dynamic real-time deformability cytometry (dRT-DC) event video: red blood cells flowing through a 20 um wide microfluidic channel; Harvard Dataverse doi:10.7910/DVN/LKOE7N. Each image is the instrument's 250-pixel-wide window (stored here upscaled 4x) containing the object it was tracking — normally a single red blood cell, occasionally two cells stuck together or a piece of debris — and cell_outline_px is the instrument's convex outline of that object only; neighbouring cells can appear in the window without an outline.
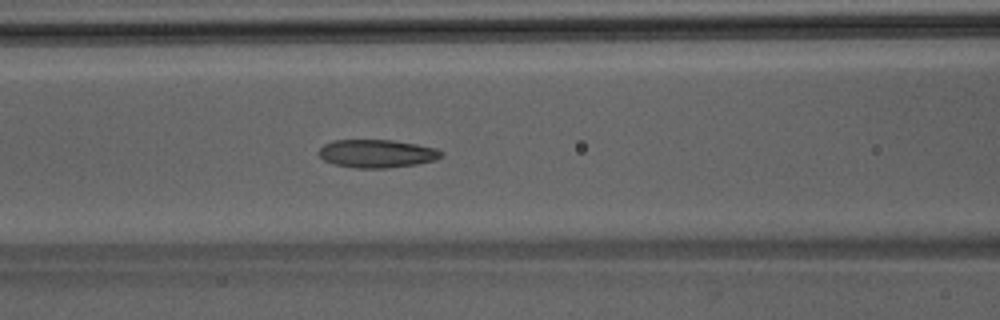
{"species": "Egyptian fruit bat (a non-hibernating species)", "species_latin": "Rousettus aegyptiacus", "temperature_condition": "room temperature", "stored_images_in_passage": 42, "segment_of_instrument_passage": [1, 2], "camera_frame_rate_fps": 3000, "um_per_image_px": 0.085, "animal": {"sex": "male"}, "frame": {"image": 1, "passage_image": 13, "time_ms": 4.0, "image_size_px": [1000, 320], "cell_outline_px": [[444, 156], [436, 160], [416, 164], [388, 168], [356, 168], [332, 164], [324, 160], [316, 152], [324, 144], [332, 140], [392, 140], [416, 144], [436, 148], [444, 152]], "centroid_in_image_um": [32.03, 13.05], "position_along_channel_um": 134.6, "area_um2": 20.29}}
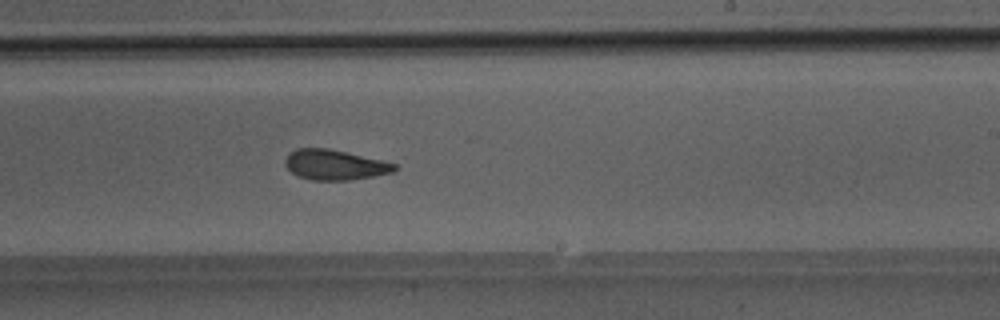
{"frame": {"image": 2, "passage_image": 22, "time_ms": 7.0, "image_size_px": [1000, 320], "cell_outline_px": [[396, 168], [392, 172], [372, 176], [348, 180], [312, 180], [300, 176], [292, 172], [284, 164], [284, 160], [288, 152], [296, 148], [328, 148], [380, 160], [396, 164]], "centroid_in_image_um": [28.39, 14.0], "position_along_channel_um": 260.6, "area_um2": 18.96}}
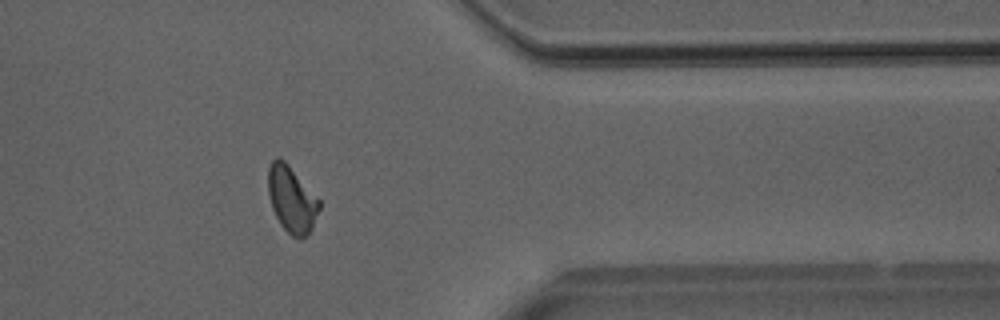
{"frame": {"image": 3, "passage_image": 32, "time_ms": 10.333, "image_size_px": [1000, 320], "cell_outline_px": [[320, 208], [312, 228], [300, 240], [292, 236], [280, 224], [272, 208], [268, 196], [268, 168], [272, 160], [276, 156], [280, 156], [288, 164], [320, 200]], "centroid_in_image_um": [24.78, 16.92], "position_along_channel_um": 386.6, "area_um2": 19.77}}